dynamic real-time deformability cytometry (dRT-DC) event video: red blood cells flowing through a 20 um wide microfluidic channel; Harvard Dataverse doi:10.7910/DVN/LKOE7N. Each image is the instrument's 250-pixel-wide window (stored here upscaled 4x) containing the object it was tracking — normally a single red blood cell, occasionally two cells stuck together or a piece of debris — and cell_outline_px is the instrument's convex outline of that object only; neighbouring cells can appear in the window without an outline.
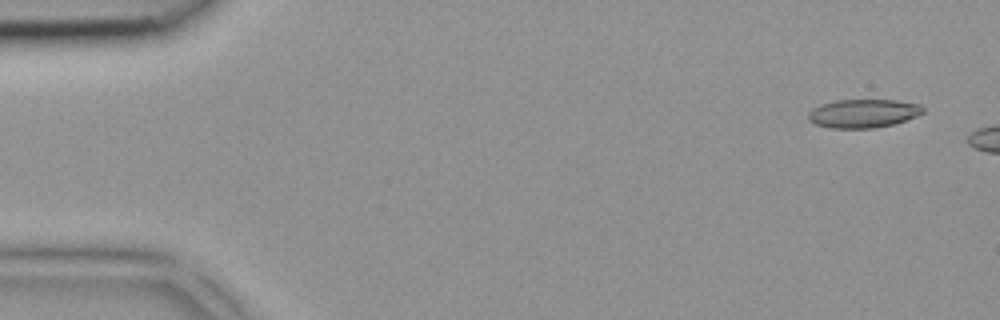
{"species": "common noctule bat (a hibernating species)", "species_latin": "Nyctalus noctula", "temperature_condition": "room temperature", "stored_images_in_passage": 2, "camera_frame_rate_fps": 3000, "um_per_image_px": 0.085, "animal": {"sex": "female", "body_mass_g": 18.4}, "frame": {"image": 1, "passage_image": 1, "time_ms": 0.0, "image_size_px": [1000, 320], "cell_outline_px": [[924, 112], [916, 116], [892, 124], [876, 128], [832, 128], [816, 124], [808, 120], [808, 112], [812, 108], [820, 104], [836, 100], [896, 100], [920, 104], [924, 108]], "centroid_in_image_um": [73.35, 9.63], "position_along_channel_um": 11.6, "area_um2": 19.07}}